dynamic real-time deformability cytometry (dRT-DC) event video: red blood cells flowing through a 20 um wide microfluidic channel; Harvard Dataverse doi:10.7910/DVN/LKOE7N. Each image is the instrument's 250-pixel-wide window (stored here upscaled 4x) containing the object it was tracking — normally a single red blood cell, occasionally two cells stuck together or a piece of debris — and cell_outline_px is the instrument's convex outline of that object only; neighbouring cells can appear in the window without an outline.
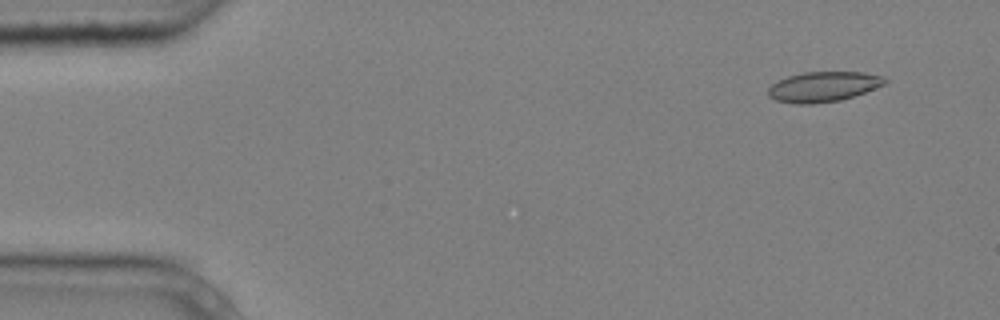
{"species": "common noctule bat (a hibernating species)", "species_latin": "Nyctalus noctula", "temperature_condition": "cold", "stored_images_in_passage": 5, "camera_frame_rate_fps": 3000, "um_per_image_px": 0.085, "animal": {"sex": "male", "body_mass_g": 20.4}, "frame": {"image": 1, "passage_image": 1, "time_ms": 0.0, "image_size_px": [1000, 320], "cell_outline_px": [[888, 80], [884, 84], [864, 92], [840, 100], [812, 104], [792, 104], [776, 100], [768, 96], [768, 88], [776, 80], [788, 76], [804, 72], [864, 72], [884, 76]], "centroid_in_image_um": [69.95, 7.36], "position_along_channel_um": 15.1, "area_um2": 20.52}}
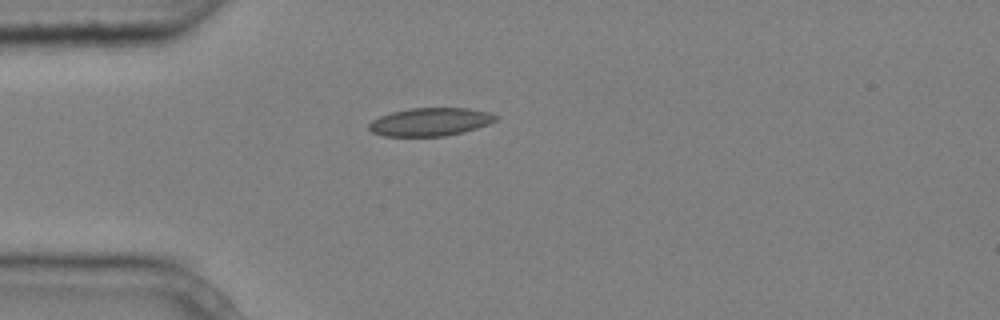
{"frame": {"image": 2, "passage_image": 4, "time_ms": 1.0, "image_size_px": [1000, 320], "cell_outline_px": [[500, 116], [496, 120], [488, 124], [464, 132], [444, 136], [384, 136], [372, 132], [368, 128], [368, 124], [372, 120], [380, 116], [392, 112], [412, 108], [468, 108], [488, 112]], "centroid_in_image_um": [36.57, 10.36], "position_along_channel_um": 48.4, "area_um2": 20.75}}